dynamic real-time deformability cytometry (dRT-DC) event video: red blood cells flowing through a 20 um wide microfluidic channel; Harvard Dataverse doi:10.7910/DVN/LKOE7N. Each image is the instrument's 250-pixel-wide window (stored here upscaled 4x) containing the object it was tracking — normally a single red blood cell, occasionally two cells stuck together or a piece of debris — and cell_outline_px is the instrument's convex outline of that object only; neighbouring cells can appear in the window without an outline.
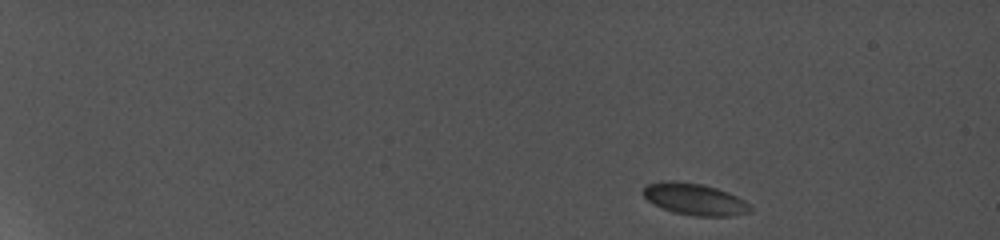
{"species": "common noctule bat (a hibernating species)", "species_latin": "Nyctalus noctula", "temperature_condition": "cold", "stored_images_in_passage": 7, "camera_frame_rate_fps": 5000, "um_per_image_px": 0.085, "animal": {"sex": "female", "body_mass_g": 19.0, "forearm_length_mm": 56.7}, "frame": {"image": 1, "passage_image": 1, "time_ms": 0.0, "image_size_px": [1000, 240], "cell_outline_px": [[752, 212], [732, 216], [692, 216], [672, 212], [648, 200], [640, 192], [648, 184], [700, 184], [716, 188], [728, 192], [744, 200], [752, 208]], "centroid_in_image_um": [59.14, 17.0], "position_along_channel_um": 25.9, "area_um2": 18.9}}
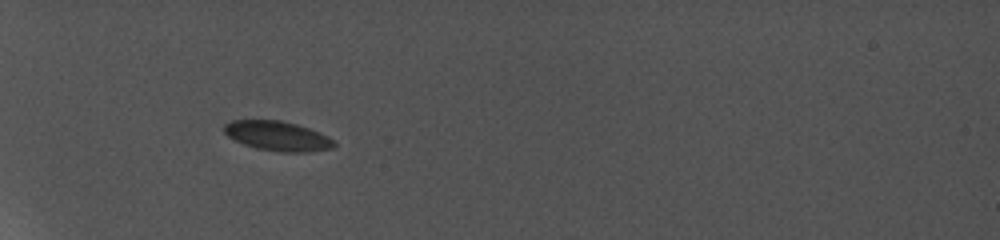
{"frame": {"image": 2, "passage_image": 6, "time_ms": 4.6, "image_size_px": [1000, 240], "cell_outline_px": [[336, 144], [332, 148], [308, 152], [280, 152], [256, 148], [244, 144], [228, 136], [224, 132], [224, 124], [232, 120], [276, 120], [296, 124], [308, 128], [332, 140]], "centroid_in_image_um": [23.54, 11.56], "position_along_channel_um": 61.5, "area_um2": 18.61}}